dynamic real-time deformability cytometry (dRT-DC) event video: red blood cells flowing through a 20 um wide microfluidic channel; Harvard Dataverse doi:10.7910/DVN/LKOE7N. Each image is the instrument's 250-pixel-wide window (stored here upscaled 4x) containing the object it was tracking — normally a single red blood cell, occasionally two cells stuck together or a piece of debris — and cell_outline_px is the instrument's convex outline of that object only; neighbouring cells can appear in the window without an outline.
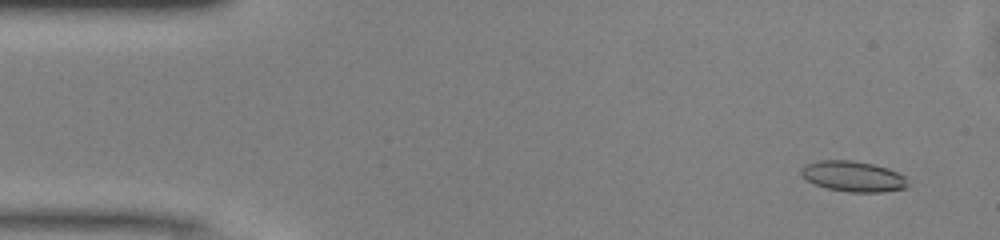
{"species": "common noctule bat (a hibernating species)", "species_latin": "Nyctalus noctula", "temperature_condition": "warm", "stored_images_in_passage": 15, "camera_frame_rate_fps": 3000, "um_per_image_px": 0.085, "animal": {"sex": "male", "body_mass_g": 13.0, "forearm_length_mm": 53.1}, "frame": {"image": 1, "passage_image": 3, "time_ms": 0.667, "image_size_px": [1000, 240], "cell_outline_px": [[908, 188], [884, 192], [848, 192], [828, 188], [816, 184], [808, 180], [800, 172], [804, 164], [820, 160], [852, 160], [872, 164], [888, 168], [904, 176], [908, 184]], "centroid_in_image_um": [72.54, 14.99], "position_along_channel_um": 12.5, "area_um2": 18.9}}
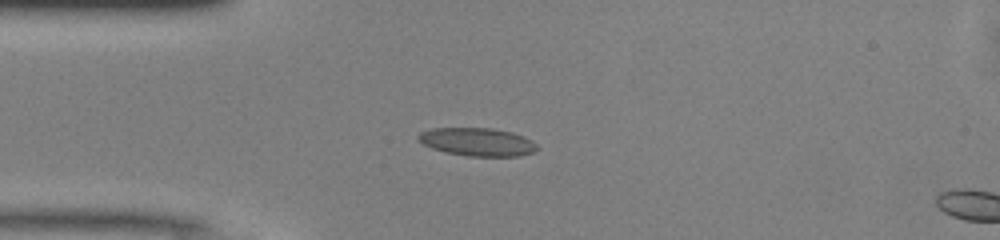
{"frame": {"image": 2, "passage_image": 12, "time_ms": 3.667, "image_size_px": [1000, 240], "cell_outline_px": [[540, 148], [532, 152], [520, 156], [468, 156], [444, 152], [432, 148], [416, 140], [416, 136], [420, 132], [432, 128], [492, 128], [512, 132], [524, 136], [532, 140]], "centroid_in_image_um": [40.57, 12.06], "position_along_channel_um": 44.4, "area_um2": 19.65}}